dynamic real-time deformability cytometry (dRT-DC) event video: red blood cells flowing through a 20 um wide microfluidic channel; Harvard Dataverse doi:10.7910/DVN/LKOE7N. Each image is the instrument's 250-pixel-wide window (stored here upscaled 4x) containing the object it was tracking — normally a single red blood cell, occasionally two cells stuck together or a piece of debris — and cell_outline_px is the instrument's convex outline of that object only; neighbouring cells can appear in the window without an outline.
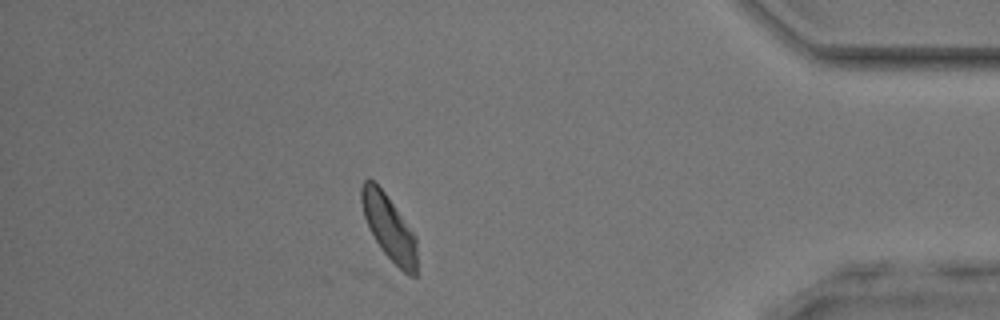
{"species": "common noctule bat (a hibernating species)", "species_latin": "Nyctalus noctula", "temperature_condition": "room temperature", "stored_images_in_passage": 44, "camera_frame_rate_fps": 3000, "um_per_image_px": 0.085, "animal": {"sex": "male", "body_mass_g": 17.9, "forearm_length_mm": 54.2}, "frame": {"image": 1, "passage_image": 38, "time_ms": 12.333, "image_size_px": [1000, 320], "cell_outline_px": [[416, 276], [408, 276], [380, 248], [364, 216], [360, 200], [360, 188], [364, 180], [372, 180], [384, 192], [416, 236]], "centroid_in_image_um": [33.06, 19.33], "position_along_channel_um": 402.1, "area_um2": 20.46}}